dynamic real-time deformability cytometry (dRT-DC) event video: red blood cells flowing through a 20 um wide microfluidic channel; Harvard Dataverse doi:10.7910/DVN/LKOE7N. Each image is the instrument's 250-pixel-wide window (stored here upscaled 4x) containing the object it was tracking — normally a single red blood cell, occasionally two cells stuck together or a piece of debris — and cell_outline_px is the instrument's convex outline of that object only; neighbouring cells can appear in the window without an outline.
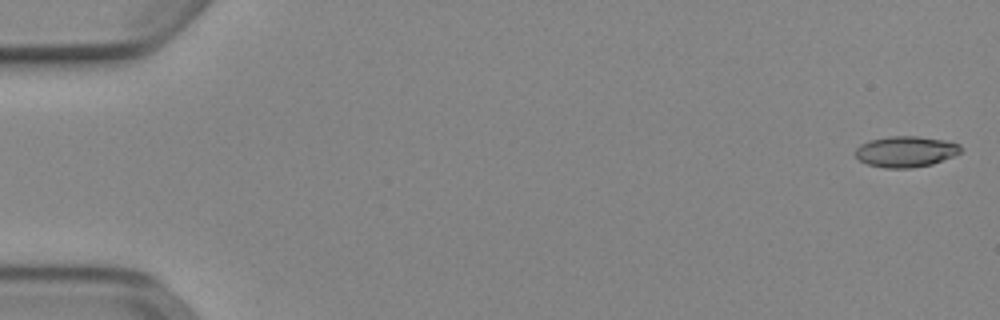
{"species": "Egyptian fruit bat (a non-hibernating species)", "species_latin": "Rousettus aegyptiacus", "temperature_condition": "cold", "stored_images_in_passage": 22, "camera_frame_rate_fps": 3000, "um_per_image_px": 0.085, "animal": {"sex": "female"}, "frame": {"image": 1, "passage_image": 1, "time_ms": 0.0, "image_size_px": [1000, 320], "cell_outline_px": [[960, 152], [952, 156], [932, 164], [912, 168], [884, 168], [868, 164], [860, 160], [856, 156], [856, 148], [860, 144], [868, 140], [888, 136], [920, 136], [944, 140], [960, 144]], "centroid_in_image_um": [76.96, 12.87], "position_along_channel_um": 8.0, "area_um2": 18.96}}
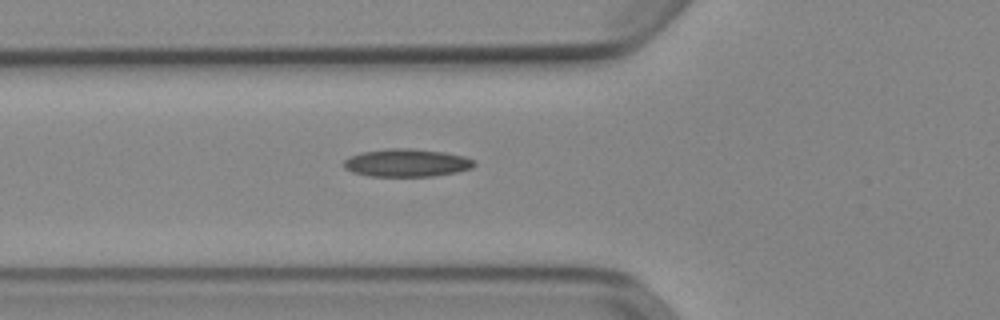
{"frame": {"image": 2, "passage_image": 19, "time_ms": 6.0, "image_size_px": [1000, 320], "cell_outline_px": [[476, 164], [472, 168], [456, 172], [436, 176], [368, 176], [352, 172], [344, 168], [344, 160], [348, 156], [360, 152], [388, 148], [412, 148], [444, 152], [464, 156], [472, 160]], "centroid_in_image_um": [34.53, 13.83], "position_along_channel_um": 91.3, "area_um2": 21.33}}
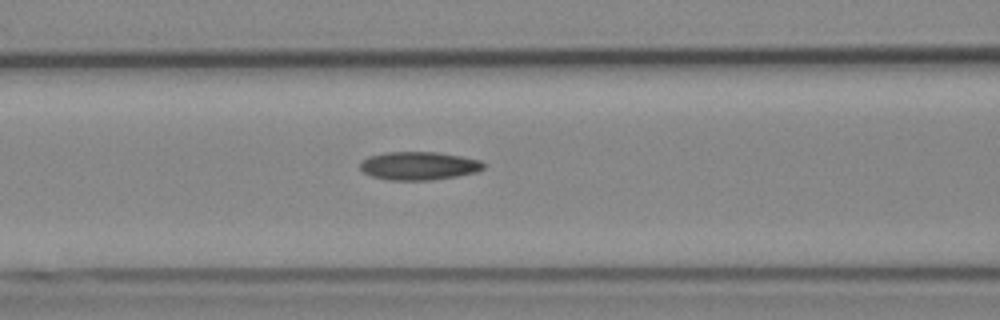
{"frame": {"image": 3, "passage_image": 22, "time_ms": 7.0, "image_size_px": [1000, 320], "cell_outline_px": [[484, 168], [476, 172], [456, 176], [432, 180], [388, 180], [372, 176], [364, 172], [360, 168], [360, 164], [368, 156], [388, 152], [436, 152], [460, 156], [480, 160], [484, 164]], "centroid_in_image_um": [35.6, 14.09], "position_along_channel_um": 131.0, "area_um2": 20.17}}